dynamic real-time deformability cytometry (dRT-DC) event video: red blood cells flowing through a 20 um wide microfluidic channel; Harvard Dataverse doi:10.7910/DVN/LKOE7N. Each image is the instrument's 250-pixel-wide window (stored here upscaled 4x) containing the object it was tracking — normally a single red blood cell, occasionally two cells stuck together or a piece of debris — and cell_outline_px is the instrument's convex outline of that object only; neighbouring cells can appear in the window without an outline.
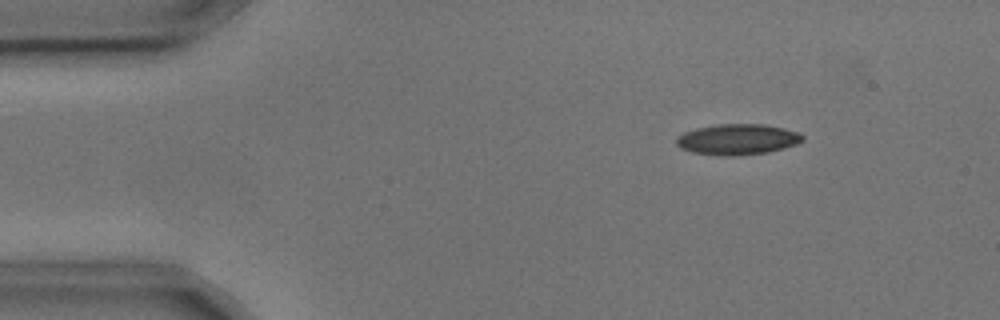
{"species": "common noctule bat (a hibernating species)", "species_latin": "Nyctalus noctula", "temperature_condition": "cold", "stored_images_in_passage": 4, "camera_frame_rate_fps": 3000, "um_per_image_px": 0.085, "animal": {"sex": "male", "body_mass_g": 17.9, "forearm_length_mm": 54.2}, "frame": {"image": 1, "passage_image": 2, "time_ms": 0.333, "image_size_px": [1000, 320], "cell_outline_px": [[804, 140], [796, 144], [784, 148], [768, 152], [736, 156], [716, 156], [692, 152], [680, 148], [676, 144], [676, 136], [684, 132], [696, 128], [716, 124], [764, 124], [784, 128], [800, 132], [804, 136]], "centroid_in_image_um": [62.68, 11.85], "position_along_channel_um": 22.3, "area_um2": 22.95}}
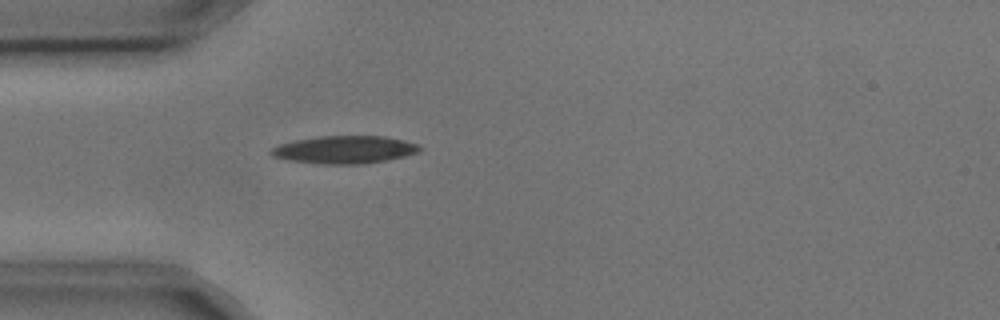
{"frame": {"image": 2, "passage_image": 4, "time_ms": 1.0, "image_size_px": [1000, 320], "cell_outline_px": [[420, 148], [416, 152], [404, 156], [364, 164], [324, 164], [288, 160], [272, 156], [268, 152], [268, 148], [280, 144], [296, 140], [320, 136], [384, 136], [404, 140], [416, 144]], "centroid_in_image_um": [29.21, 12.72], "position_along_channel_um": 55.8, "area_um2": 23.81}}